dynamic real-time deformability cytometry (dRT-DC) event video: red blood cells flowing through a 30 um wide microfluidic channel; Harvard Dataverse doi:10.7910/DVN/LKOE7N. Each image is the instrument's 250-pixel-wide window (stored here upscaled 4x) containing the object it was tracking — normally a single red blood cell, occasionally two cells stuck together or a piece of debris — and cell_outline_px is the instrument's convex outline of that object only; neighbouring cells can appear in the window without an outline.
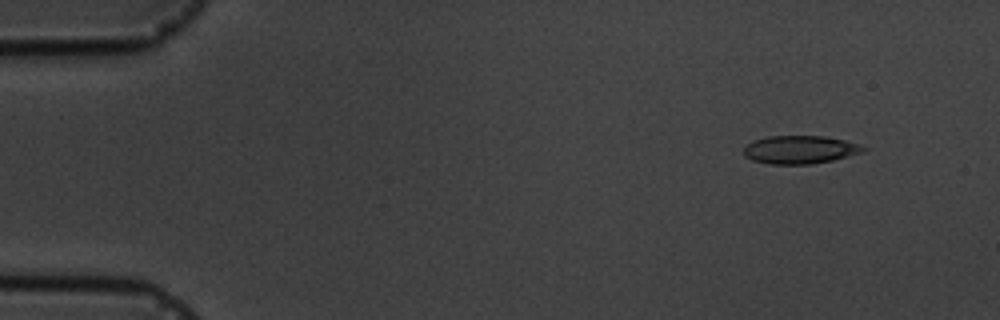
{"species": "common noctule bat (a hibernating species)", "species_latin": "Nyctalus noctula", "temperature_condition": "cold", "stored_images_in_passage": 4, "camera_frame_rate_fps": 3000, "um_per_image_px": 0.085, "animal": {"sex": "male", "body_mass_g": 19.5, "forearm_length_mm": 54.6}, "frame": {"image": 1, "passage_image": 1, "time_ms": 0.0, "image_size_px": [1000, 320], "cell_outline_px": [[868, 148], [864, 152], [832, 160], [812, 164], [768, 164], [752, 160], [744, 156], [744, 148], [752, 140], [768, 136], [824, 136], [844, 140], [860, 144]], "centroid_in_image_um": [68.0, 12.72], "position_along_channel_um": 17.0, "area_um2": 19.71}}
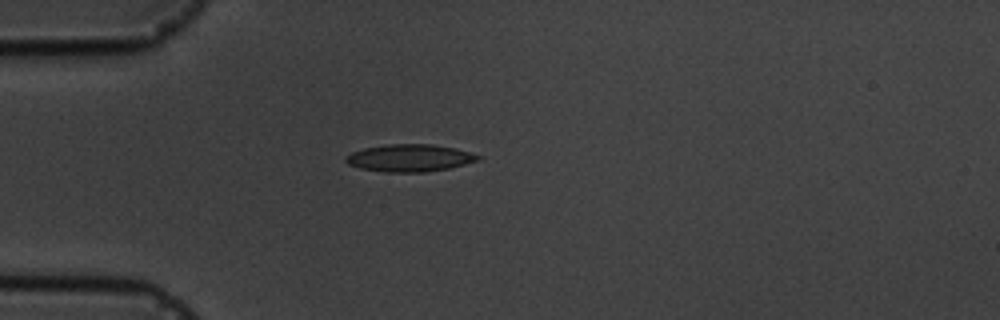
{"frame": {"image": 2, "passage_image": 4, "time_ms": 3.333, "image_size_px": [1000, 320], "cell_outline_px": [[480, 156], [476, 160], [464, 164], [448, 168], [424, 172], [384, 172], [360, 168], [348, 164], [344, 160], [344, 156], [352, 152], [364, 148], [388, 144], [432, 144], [456, 148]], "centroid_in_image_um": [34.75, 13.42], "position_along_channel_um": 50.3, "area_um2": 20.87}}